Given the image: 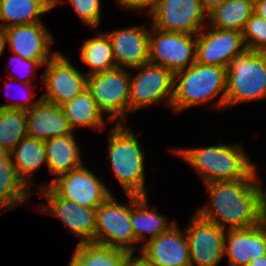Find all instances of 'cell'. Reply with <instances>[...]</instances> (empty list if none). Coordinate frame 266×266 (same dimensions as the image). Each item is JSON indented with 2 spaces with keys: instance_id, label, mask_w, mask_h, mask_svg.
<instances>
[{
  "instance_id": "74e56055",
  "label": "cell",
  "mask_w": 266,
  "mask_h": 266,
  "mask_svg": "<svg viewBox=\"0 0 266 266\" xmlns=\"http://www.w3.org/2000/svg\"><path fill=\"white\" fill-rule=\"evenodd\" d=\"M254 12L266 19V0H254Z\"/></svg>"
},
{
  "instance_id": "60d3db41",
  "label": "cell",
  "mask_w": 266,
  "mask_h": 266,
  "mask_svg": "<svg viewBox=\"0 0 266 266\" xmlns=\"http://www.w3.org/2000/svg\"><path fill=\"white\" fill-rule=\"evenodd\" d=\"M6 35L3 29H0V56L2 55L3 51L6 47Z\"/></svg>"
},
{
  "instance_id": "e0dca14e",
  "label": "cell",
  "mask_w": 266,
  "mask_h": 266,
  "mask_svg": "<svg viewBox=\"0 0 266 266\" xmlns=\"http://www.w3.org/2000/svg\"><path fill=\"white\" fill-rule=\"evenodd\" d=\"M140 251L153 266H191L185 231L175 223L167 231L147 240Z\"/></svg>"
},
{
  "instance_id": "7a4b0ae2",
  "label": "cell",
  "mask_w": 266,
  "mask_h": 266,
  "mask_svg": "<svg viewBox=\"0 0 266 266\" xmlns=\"http://www.w3.org/2000/svg\"><path fill=\"white\" fill-rule=\"evenodd\" d=\"M212 104L224 110L226 101V68L197 63L174 73L171 109L177 114L219 96Z\"/></svg>"
},
{
  "instance_id": "cb8c5ba5",
  "label": "cell",
  "mask_w": 266,
  "mask_h": 266,
  "mask_svg": "<svg viewBox=\"0 0 266 266\" xmlns=\"http://www.w3.org/2000/svg\"><path fill=\"white\" fill-rule=\"evenodd\" d=\"M10 157L15 159L12 162L19 176L33 189L34 172L47 163L44 141L27 135L13 148Z\"/></svg>"
},
{
  "instance_id": "603a6c76",
  "label": "cell",
  "mask_w": 266,
  "mask_h": 266,
  "mask_svg": "<svg viewBox=\"0 0 266 266\" xmlns=\"http://www.w3.org/2000/svg\"><path fill=\"white\" fill-rule=\"evenodd\" d=\"M74 134L44 140L47 167L52 176H59L83 165L80 146Z\"/></svg>"
},
{
  "instance_id": "ba28073f",
  "label": "cell",
  "mask_w": 266,
  "mask_h": 266,
  "mask_svg": "<svg viewBox=\"0 0 266 266\" xmlns=\"http://www.w3.org/2000/svg\"><path fill=\"white\" fill-rule=\"evenodd\" d=\"M130 73L129 112H136L164 100L171 108L174 93V73L163 66L147 62Z\"/></svg>"
},
{
  "instance_id": "6da1fadb",
  "label": "cell",
  "mask_w": 266,
  "mask_h": 266,
  "mask_svg": "<svg viewBox=\"0 0 266 266\" xmlns=\"http://www.w3.org/2000/svg\"><path fill=\"white\" fill-rule=\"evenodd\" d=\"M257 174L255 167L245 178L204 184L210 202L196 212L224 229L261 223L266 218V189Z\"/></svg>"
},
{
  "instance_id": "7c38bea8",
  "label": "cell",
  "mask_w": 266,
  "mask_h": 266,
  "mask_svg": "<svg viewBox=\"0 0 266 266\" xmlns=\"http://www.w3.org/2000/svg\"><path fill=\"white\" fill-rule=\"evenodd\" d=\"M44 66L42 81L46 93L41 99L62 106L82 93L87 87V76L61 52L56 53Z\"/></svg>"
},
{
  "instance_id": "d590c367",
  "label": "cell",
  "mask_w": 266,
  "mask_h": 266,
  "mask_svg": "<svg viewBox=\"0 0 266 266\" xmlns=\"http://www.w3.org/2000/svg\"><path fill=\"white\" fill-rule=\"evenodd\" d=\"M133 254V251L126 253L122 266H153L141 251L136 257Z\"/></svg>"
},
{
  "instance_id": "4dcf8cb0",
  "label": "cell",
  "mask_w": 266,
  "mask_h": 266,
  "mask_svg": "<svg viewBox=\"0 0 266 266\" xmlns=\"http://www.w3.org/2000/svg\"><path fill=\"white\" fill-rule=\"evenodd\" d=\"M246 49L266 52V19L255 12L248 19L242 31Z\"/></svg>"
},
{
  "instance_id": "8fae6325",
  "label": "cell",
  "mask_w": 266,
  "mask_h": 266,
  "mask_svg": "<svg viewBox=\"0 0 266 266\" xmlns=\"http://www.w3.org/2000/svg\"><path fill=\"white\" fill-rule=\"evenodd\" d=\"M226 230L197 212L193 214L184 229L191 266H218L224 258Z\"/></svg>"
},
{
  "instance_id": "b9f144b4",
  "label": "cell",
  "mask_w": 266,
  "mask_h": 266,
  "mask_svg": "<svg viewBox=\"0 0 266 266\" xmlns=\"http://www.w3.org/2000/svg\"><path fill=\"white\" fill-rule=\"evenodd\" d=\"M10 156V152H8L6 149H4L0 145V163L5 161Z\"/></svg>"
},
{
  "instance_id": "3957f363",
  "label": "cell",
  "mask_w": 266,
  "mask_h": 266,
  "mask_svg": "<svg viewBox=\"0 0 266 266\" xmlns=\"http://www.w3.org/2000/svg\"><path fill=\"white\" fill-rule=\"evenodd\" d=\"M203 179V183L245 178L254 168L242 144L174 149Z\"/></svg>"
},
{
  "instance_id": "4316f807",
  "label": "cell",
  "mask_w": 266,
  "mask_h": 266,
  "mask_svg": "<svg viewBox=\"0 0 266 266\" xmlns=\"http://www.w3.org/2000/svg\"><path fill=\"white\" fill-rule=\"evenodd\" d=\"M11 157L0 163V205L14 209L29 199L32 189L19 176Z\"/></svg>"
},
{
  "instance_id": "4fadbf2b",
  "label": "cell",
  "mask_w": 266,
  "mask_h": 266,
  "mask_svg": "<svg viewBox=\"0 0 266 266\" xmlns=\"http://www.w3.org/2000/svg\"><path fill=\"white\" fill-rule=\"evenodd\" d=\"M149 16L158 30L197 34L206 26L207 13L200 0H160Z\"/></svg>"
},
{
  "instance_id": "277c9868",
  "label": "cell",
  "mask_w": 266,
  "mask_h": 266,
  "mask_svg": "<svg viewBox=\"0 0 266 266\" xmlns=\"http://www.w3.org/2000/svg\"><path fill=\"white\" fill-rule=\"evenodd\" d=\"M114 124L108 133V156L114 177L127 194L148 196L145 189V155L130 127Z\"/></svg>"
},
{
  "instance_id": "836d02e7",
  "label": "cell",
  "mask_w": 266,
  "mask_h": 266,
  "mask_svg": "<svg viewBox=\"0 0 266 266\" xmlns=\"http://www.w3.org/2000/svg\"><path fill=\"white\" fill-rule=\"evenodd\" d=\"M118 4L121 7H124L128 10H144L147 8L148 14L150 15L151 12L157 7L160 0H117Z\"/></svg>"
},
{
  "instance_id": "484cf974",
  "label": "cell",
  "mask_w": 266,
  "mask_h": 266,
  "mask_svg": "<svg viewBox=\"0 0 266 266\" xmlns=\"http://www.w3.org/2000/svg\"><path fill=\"white\" fill-rule=\"evenodd\" d=\"M73 131L80 127L104 128V115L100 112L91 93L85 89L71 101L61 106Z\"/></svg>"
},
{
  "instance_id": "d6986e66",
  "label": "cell",
  "mask_w": 266,
  "mask_h": 266,
  "mask_svg": "<svg viewBox=\"0 0 266 266\" xmlns=\"http://www.w3.org/2000/svg\"><path fill=\"white\" fill-rule=\"evenodd\" d=\"M6 44L13 53L30 60H50L54 54L50 52L53 37L43 23L16 25L3 29ZM50 55V56H49Z\"/></svg>"
},
{
  "instance_id": "30bf717a",
  "label": "cell",
  "mask_w": 266,
  "mask_h": 266,
  "mask_svg": "<svg viewBox=\"0 0 266 266\" xmlns=\"http://www.w3.org/2000/svg\"><path fill=\"white\" fill-rule=\"evenodd\" d=\"M48 185L59 197L73 201L80 206L97 208L113 193L109 191L93 171L84 165L55 177Z\"/></svg>"
},
{
  "instance_id": "e575fe53",
  "label": "cell",
  "mask_w": 266,
  "mask_h": 266,
  "mask_svg": "<svg viewBox=\"0 0 266 266\" xmlns=\"http://www.w3.org/2000/svg\"><path fill=\"white\" fill-rule=\"evenodd\" d=\"M9 85L7 84L5 86L8 87ZM35 94H36V92L33 94L31 92V89H30V93H29V91H28V93H26L27 98L24 96L25 99L23 98L21 101L17 100L16 102L11 101V104L0 105V108L30 110L32 107H34L41 100V97H40L38 101L36 100V102H33V100H34L33 98L36 97Z\"/></svg>"
},
{
  "instance_id": "83f0119b",
  "label": "cell",
  "mask_w": 266,
  "mask_h": 266,
  "mask_svg": "<svg viewBox=\"0 0 266 266\" xmlns=\"http://www.w3.org/2000/svg\"><path fill=\"white\" fill-rule=\"evenodd\" d=\"M87 39L80 47V58L90 67L86 76L116 68L112 45L106 33Z\"/></svg>"
},
{
  "instance_id": "ffe728a7",
  "label": "cell",
  "mask_w": 266,
  "mask_h": 266,
  "mask_svg": "<svg viewBox=\"0 0 266 266\" xmlns=\"http://www.w3.org/2000/svg\"><path fill=\"white\" fill-rule=\"evenodd\" d=\"M74 134L61 108L41 99L27 110V135L40 140Z\"/></svg>"
},
{
  "instance_id": "9a60e30c",
  "label": "cell",
  "mask_w": 266,
  "mask_h": 266,
  "mask_svg": "<svg viewBox=\"0 0 266 266\" xmlns=\"http://www.w3.org/2000/svg\"><path fill=\"white\" fill-rule=\"evenodd\" d=\"M206 27L196 34V62L227 68L230 60L246 49L242 32L213 27L206 31Z\"/></svg>"
},
{
  "instance_id": "f1b7e54d",
  "label": "cell",
  "mask_w": 266,
  "mask_h": 266,
  "mask_svg": "<svg viewBox=\"0 0 266 266\" xmlns=\"http://www.w3.org/2000/svg\"><path fill=\"white\" fill-rule=\"evenodd\" d=\"M27 136V110L0 108V145L11 152Z\"/></svg>"
},
{
  "instance_id": "ac0fdd59",
  "label": "cell",
  "mask_w": 266,
  "mask_h": 266,
  "mask_svg": "<svg viewBox=\"0 0 266 266\" xmlns=\"http://www.w3.org/2000/svg\"><path fill=\"white\" fill-rule=\"evenodd\" d=\"M266 255V218L248 228L227 229L224 257L229 266H247L250 261Z\"/></svg>"
},
{
  "instance_id": "8d00e7d4",
  "label": "cell",
  "mask_w": 266,
  "mask_h": 266,
  "mask_svg": "<svg viewBox=\"0 0 266 266\" xmlns=\"http://www.w3.org/2000/svg\"><path fill=\"white\" fill-rule=\"evenodd\" d=\"M204 11L208 14L215 7L220 6L226 0H200Z\"/></svg>"
},
{
  "instance_id": "8992f818",
  "label": "cell",
  "mask_w": 266,
  "mask_h": 266,
  "mask_svg": "<svg viewBox=\"0 0 266 266\" xmlns=\"http://www.w3.org/2000/svg\"><path fill=\"white\" fill-rule=\"evenodd\" d=\"M116 67L111 70L87 76L86 89L91 93L98 109L107 121L123 124L129 112L130 72ZM110 114V115H109Z\"/></svg>"
},
{
  "instance_id": "5b68a950",
  "label": "cell",
  "mask_w": 266,
  "mask_h": 266,
  "mask_svg": "<svg viewBox=\"0 0 266 266\" xmlns=\"http://www.w3.org/2000/svg\"><path fill=\"white\" fill-rule=\"evenodd\" d=\"M266 99V52L245 49L226 68L225 109Z\"/></svg>"
},
{
  "instance_id": "1f68e13d",
  "label": "cell",
  "mask_w": 266,
  "mask_h": 266,
  "mask_svg": "<svg viewBox=\"0 0 266 266\" xmlns=\"http://www.w3.org/2000/svg\"><path fill=\"white\" fill-rule=\"evenodd\" d=\"M72 5L80 20L96 28L101 20V0H67Z\"/></svg>"
},
{
  "instance_id": "2e32d148",
  "label": "cell",
  "mask_w": 266,
  "mask_h": 266,
  "mask_svg": "<svg viewBox=\"0 0 266 266\" xmlns=\"http://www.w3.org/2000/svg\"><path fill=\"white\" fill-rule=\"evenodd\" d=\"M135 25L105 32L111 42L116 67L132 70L149 62V28Z\"/></svg>"
},
{
  "instance_id": "52a82bcc",
  "label": "cell",
  "mask_w": 266,
  "mask_h": 266,
  "mask_svg": "<svg viewBox=\"0 0 266 266\" xmlns=\"http://www.w3.org/2000/svg\"><path fill=\"white\" fill-rule=\"evenodd\" d=\"M129 206L120 204L112 194L97 207L93 243L135 252L141 246L135 238L131 218V194H127Z\"/></svg>"
},
{
  "instance_id": "44dd1931",
  "label": "cell",
  "mask_w": 266,
  "mask_h": 266,
  "mask_svg": "<svg viewBox=\"0 0 266 266\" xmlns=\"http://www.w3.org/2000/svg\"><path fill=\"white\" fill-rule=\"evenodd\" d=\"M63 0H0V29L42 22L39 17Z\"/></svg>"
},
{
  "instance_id": "9c48e42d",
  "label": "cell",
  "mask_w": 266,
  "mask_h": 266,
  "mask_svg": "<svg viewBox=\"0 0 266 266\" xmlns=\"http://www.w3.org/2000/svg\"><path fill=\"white\" fill-rule=\"evenodd\" d=\"M148 50L150 63L176 73L196 61V34L164 32L151 25Z\"/></svg>"
},
{
  "instance_id": "d4e9b609",
  "label": "cell",
  "mask_w": 266,
  "mask_h": 266,
  "mask_svg": "<svg viewBox=\"0 0 266 266\" xmlns=\"http://www.w3.org/2000/svg\"><path fill=\"white\" fill-rule=\"evenodd\" d=\"M254 13V0H226L207 14L209 26L242 32Z\"/></svg>"
},
{
  "instance_id": "f546056e",
  "label": "cell",
  "mask_w": 266,
  "mask_h": 266,
  "mask_svg": "<svg viewBox=\"0 0 266 266\" xmlns=\"http://www.w3.org/2000/svg\"><path fill=\"white\" fill-rule=\"evenodd\" d=\"M74 251L87 266H122L127 251L92 242L77 243Z\"/></svg>"
},
{
  "instance_id": "d6a6232c",
  "label": "cell",
  "mask_w": 266,
  "mask_h": 266,
  "mask_svg": "<svg viewBox=\"0 0 266 266\" xmlns=\"http://www.w3.org/2000/svg\"><path fill=\"white\" fill-rule=\"evenodd\" d=\"M12 58V59H11ZM10 58V60L12 61L13 60V63L15 61V65H18V70H17V67H16V71H18L19 73H21L20 71H22L23 69V72L25 73V75H28V77H24L22 75H19L18 77L14 74L13 72V75L10 74V78L12 79V81H14L15 79L16 80H20L22 81L21 83H23L24 85V88L26 89H30L32 86L34 87V85L32 84V78H30L29 76L34 75L32 72L37 68V67H41V66H44L49 60H30V59H24L16 54H13L12 57ZM17 62V63H16ZM20 65V66H19ZM14 66V65H13ZM19 67H22V68H19ZM21 69V70H19ZM26 69V70H25ZM32 71V72H31ZM22 76V77H21ZM32 85V86H31Z\"/></svg>"
},
{
  "instance_id": "f35d334b",
  "label": "cell",
  "mask_w": 266,
  "mask_h": 266,
  "mask_svg": "<svg viewBox=\"0 0 266 266\" xmlns=\"http://www.w3.org/2000/svg\"><path fill=\"white\" fill-rule=\"evenodd\" d=\"M68 266H87L86 262L73 250Z\"/></svg>"
},
{
  "instance_id": "ab89813d",
  "label": "cell",
  "mask_w": 266,
  "mask_h": 266,
  "mask_svg": "<svg viewBox=\"0 0 266 266\" xmlns=\"http://www.w3.org/2000/svg\"><path fill=\"white\" fill-rule=\"evenodd\" d=\"M247 266H266V255L255 258L254 260L250 261Z\"/></svg>"
},
{
  "instance_id": "7402d4cb",
  "label": "cell",
  "mask_w": 266,
  "mask_h": 266,
  "mask_svg": "<svg viewBox=\"0 0 266 266\" xmlns=\"http://www.w3.org/2000/svg\"><path fill=\"white\" fill-rule=\"evenodd\" d=\"M156 210V207L149 210L147 196L131 194L130 223L139 244L143 241L147 242L146 233L150 234L148 240H151L174 225V221L170 224L167 218L156 212Z\"/></svg>"
},
{
  "instance_id": "5bb4252c",
  "label": "cell",
  "mask_w": 266,
  "mask_h": 266,
  "mask_svg": "<svg viewBox=\"0 0 266 266\" xmlns=\"http://www.w3.org/2000/svg\"><path fill=\"white\" fill-rule=\"evenodd\" d=\"M39 189V194L48 201V205L41 203L43 207L39 211H49L53 216L60 218L65 228L68 227L71 233L80 238L78 243H93L97 208L83 207L59 197L48 185Z\"/></svg>"
}]
</instances>
